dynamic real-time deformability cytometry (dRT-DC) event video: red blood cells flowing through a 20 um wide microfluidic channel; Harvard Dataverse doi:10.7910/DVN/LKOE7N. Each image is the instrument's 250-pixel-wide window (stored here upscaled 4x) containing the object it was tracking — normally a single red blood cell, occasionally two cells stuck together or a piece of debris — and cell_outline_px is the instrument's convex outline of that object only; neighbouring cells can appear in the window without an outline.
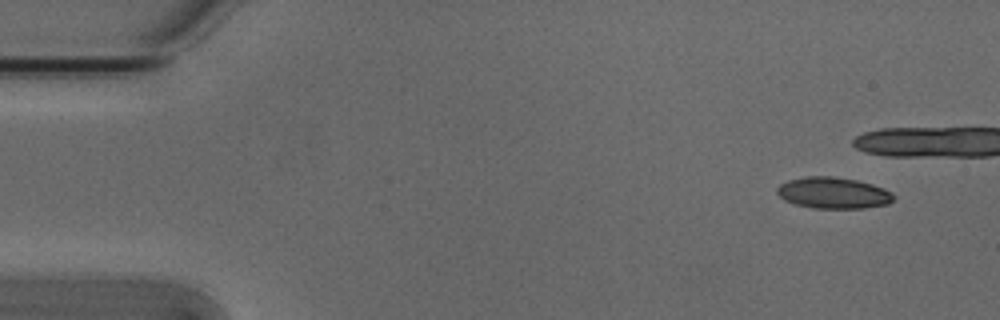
{"species": "Egyptian fruit bat (a non-hibernating species)", "species_latin": "Rousettus aegyptiacus", "temperature_condition": "cold", "stored_images_in_passage": 7, "camera_frame_rate_fps": 3000, "um_per_image_px": 0.085, "animal": {"sex": "male"}, "frame": {"image": 1, "passage_image": 1, "time_ms": 0.0, "image_size_px": [1000, 320], "cell_outline_px": [[896, 196], [888, 204], [864, 208], [812, 208], [796, 204], [784, 200], [776, 192], [776, 188], [780, 184], [788, 180], [808, 176], [832, 176], [856, 180], [872, 184], [884, 188], [892, 192]], "centroid_in_image_um": [70.83, 16.4], "position_along_channel_um": 14.2, "area_um2": 21.33}}
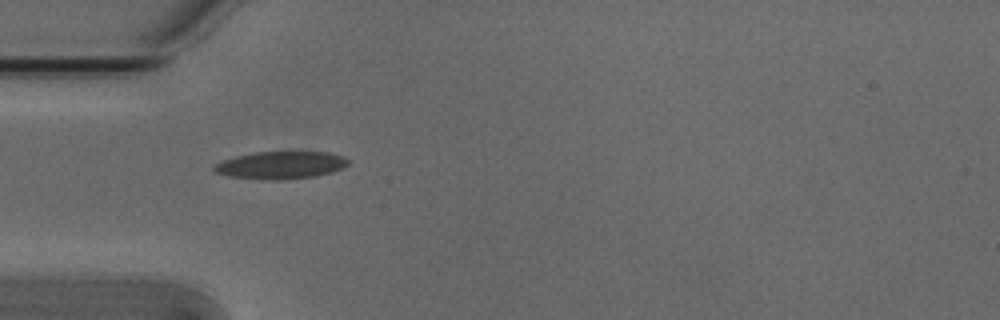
{"frame": {"image": 2, "passage_image": 6, "time_ms": 1.667, "image_size_px": [1000, 320], "cell_outline_px": [[348, 164], [344, 168], [332, 172], [316, 176], [280, 180], [264, 180], [228, 176], [216, 172], [212, 168], [216, 164], [224, 160], [236, 156], [256, 152], [328, 152], [344, 156], [348, 160]], "centroid_in_image_um": [23.89, 14.04], "position_along_channel_um": 61.1, "area_um2": 21.5}}
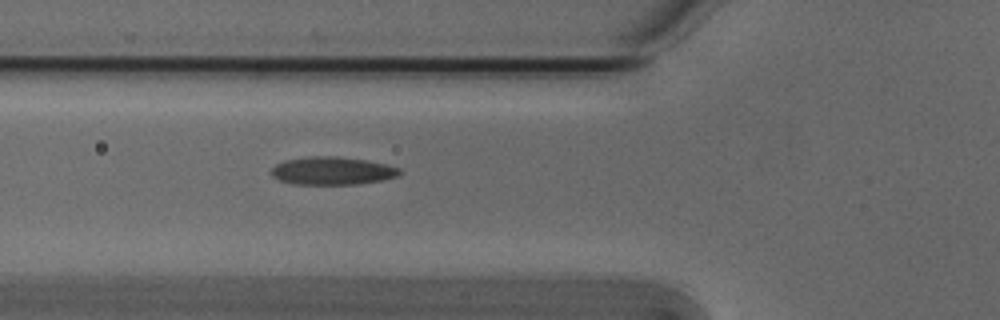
{"frame": {"image": 3, "passage_image": 7, "time_ms": 2.0, "image_size_px": [1000, 320], "cell_outline_px": [[404, 172], [400, 176], [380, 180], [356, 184], [292, 184], [280, 180], [272, 176], [272, 168], [276, 164], [284, 160], [312, 156], [332, 156], [364, 160], [388, 164], [400, 168]], "centroid_in_image_um": [28.28, 14.52], "position_along_channel_um": 97.5, "area_um2": 20.87}}